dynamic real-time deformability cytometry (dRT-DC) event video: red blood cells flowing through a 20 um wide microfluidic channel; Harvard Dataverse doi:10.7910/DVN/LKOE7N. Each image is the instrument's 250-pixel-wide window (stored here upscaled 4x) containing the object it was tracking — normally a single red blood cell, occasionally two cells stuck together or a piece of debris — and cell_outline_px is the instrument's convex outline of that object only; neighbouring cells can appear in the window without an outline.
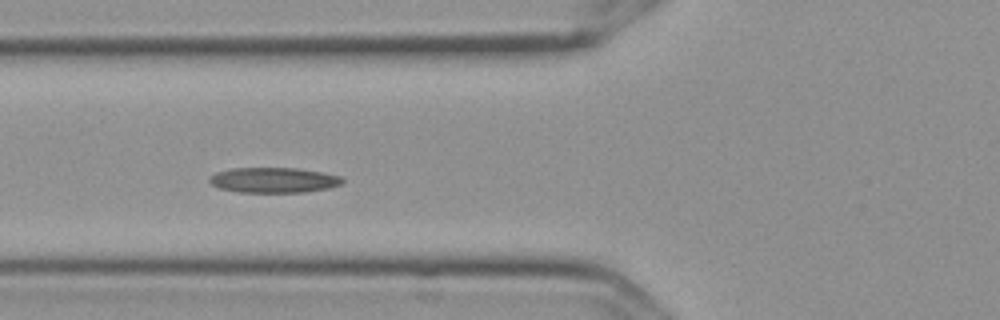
{"species": "Egyptian fruit bat (a non-hibernating species)", "species_latin": "Rousettus aegyptiacus", "temperature_condition": "cold", "stored_images_in_passage": 11, "camera_frame_rate_fps": 3000, "um_per_image_px": 0.085, "frame": {"image": 1, "passage_image": 7, "time_ms": 2.0, "image_size_px": [1000, 320], "cell_outline_px": [[344, 180], [340, 184], [328, 188], [304, 192], [240, 192], [220, 188], [212, 184], [208, 180], [216, 172], [232, 168], [296, 168], [324, 172], [340, 176]], "centroid_in_image_um": [23.28, 15.3], "position_along_channel_um": 102.5, "area_um2": 19.42}}
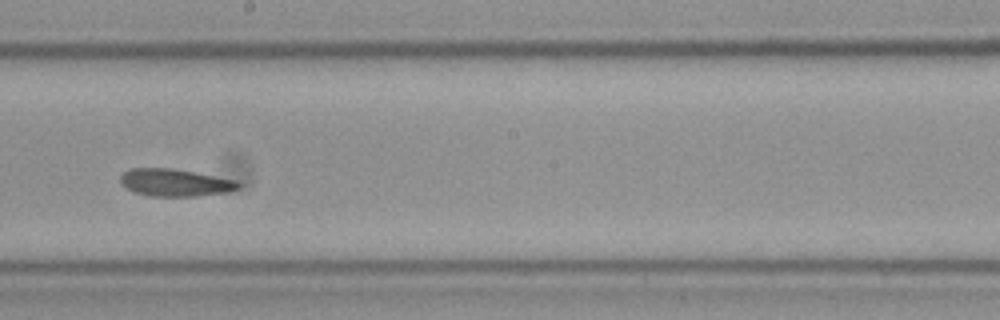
{"frame": {"image": 2, "passage_image": 10, "time_ms": 3.0, "image_size_px": [1000, 320], "cell_outline_px": [[240, 188], [228, 192], [196, 196], [148, 196], [132, 192], [120, 180], [120, 176], [124, 172], [132, 168], [172, 168], [240, 180]], "centroid_in_image_um": [14.93, 15.52], "position_along_channel_um": 233.3, "area_um2": 18.96}}
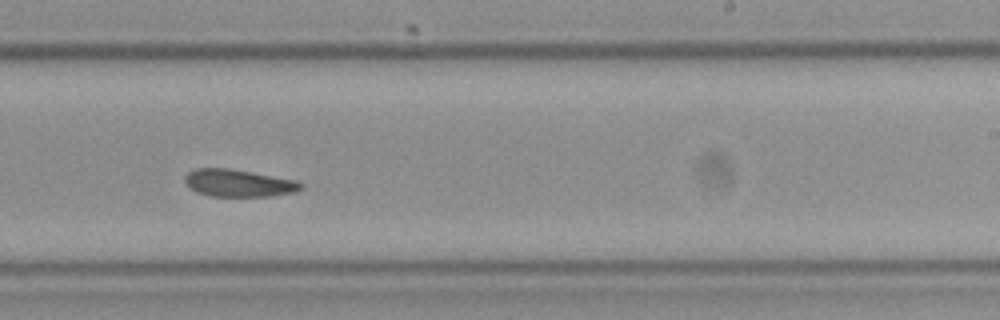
{"frame": {"image": 3, "passage_image": 11, "time_ms": 3.333, "image_size_px": [1000, 320], "cell_outline_px": [[304, 184], [296, 192], [268, 196], [208, 196], [196, 192], [188, 188], [184, 180], [184, 176], [188, 172], [196, 168], [228, 168], [296, 180]], "centroid_in_image_um": [20.22, 15.56], "position_along_channel_um": 268.8, "area_um2": 18.5}}